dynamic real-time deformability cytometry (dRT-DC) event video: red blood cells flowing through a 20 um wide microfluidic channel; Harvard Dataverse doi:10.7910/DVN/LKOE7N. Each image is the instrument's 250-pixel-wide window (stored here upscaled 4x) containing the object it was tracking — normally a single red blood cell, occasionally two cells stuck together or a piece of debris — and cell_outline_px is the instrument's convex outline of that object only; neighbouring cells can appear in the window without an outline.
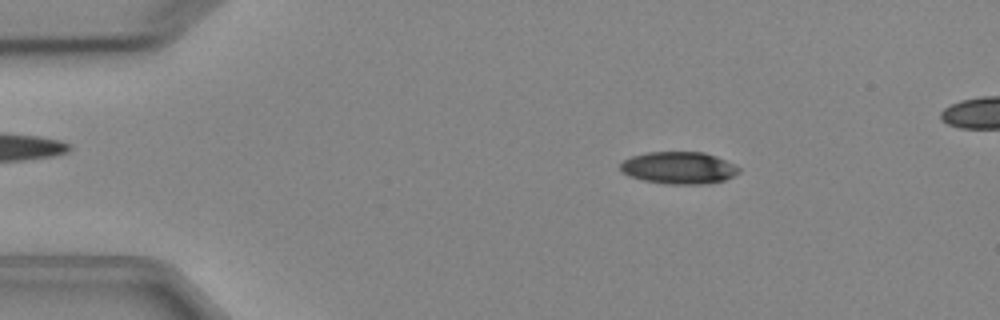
{"species": "Egyptian fruit bat (a non-hibernating species)", "species_latin": "Rousettus aegyptiacus", "temperature_condition": "cold", "stored_images_in_passage": 5, "camera_frame_rate_fps": 3000, "um_per_image_px": 0.085, "animal": {"sex": "female"}, "frame": {"image": 1, "passage_image": 1, "time_ms": 0.0, "image_size_px": [1000, 320], "cell_outline_px": [[740, 172], [724, 180], [708, 184], [668, 184], [644, 180], [628, 176], [620, 168], [620, 164], [624, 160], [632, 156], [648, 152], [704, 152], [716, 156], [740, 168]], "centroid_in_image_um": [57.7, 14.27], "position_along_channel_um": 27.3, "area_um2": 22.08}}